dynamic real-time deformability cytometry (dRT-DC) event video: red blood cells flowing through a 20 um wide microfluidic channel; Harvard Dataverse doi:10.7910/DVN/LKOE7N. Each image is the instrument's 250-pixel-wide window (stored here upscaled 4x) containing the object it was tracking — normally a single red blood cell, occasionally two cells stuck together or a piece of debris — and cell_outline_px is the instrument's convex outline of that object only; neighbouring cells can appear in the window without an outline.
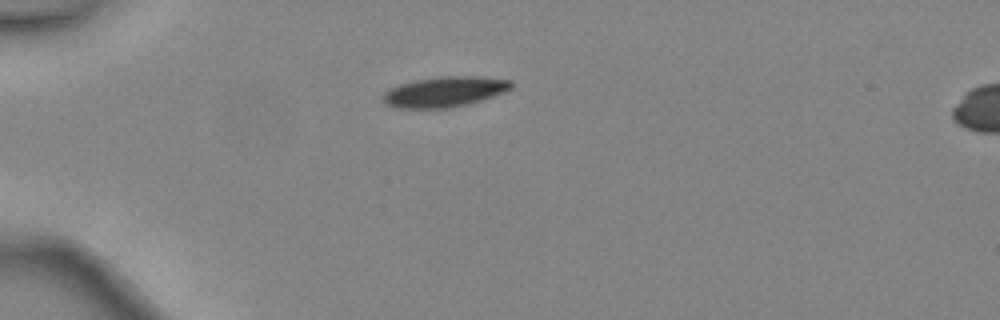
{"species": "common noctule bat (a hibernating species)", "species_latin": "Nyctalus noctula", "temperature_condition": "warm", "stored_images_in_passage": 6, "camera_frame_rate_fps": 3000, "um_per_image_px": 0.085, "animal": {"sex": "female", "body_mass_g": 24.6, "forearm_length_mm": 56.2}, "frame": {"image": 1, "passage_image": 1, "time_ms": 0.0, "image_size_px": [1000, 320], "cell_outline_px": [[512, 88], [504, 92], [472, 104], [452, 108], [396, 108], [384, 104], [380, 100], [380, 96], [388, 88], [400, 84], [416, 80], [440, 76], [476, 76], [512, 80]], "centroid_in_image_um": [37.75, 7.81], "position_along_channel_um": 47.3, "area_um2": 23.18}}
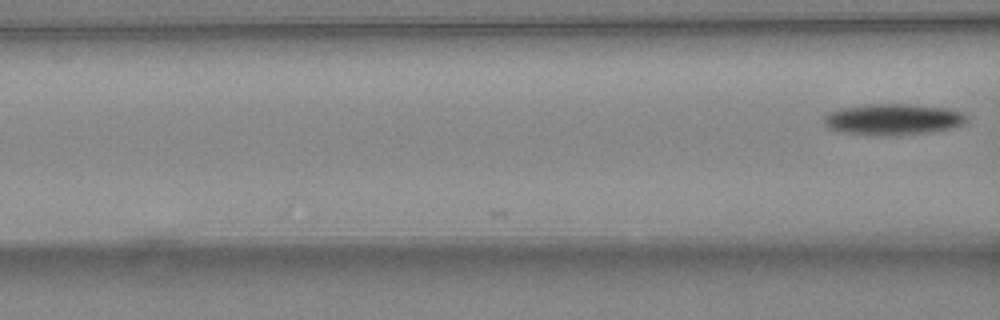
{"frame": {"image": 2, "passage_image": 6, "time_ms": 1.667, "image_size_px": [1000, 320], "cell_outline_px": [[968, 120], [964, 124], [956, 128], [932, 132], [840, 132], [828, 128], [824, 124], [824, 116], [828, 112], [840, 108], [868, 104], [908, 104], [952, 108], [968, 116]], "centroid_in_image_um": [75.98, 10.08], "position_along_channel_um": 90.6, "area_um2": 25.03}}